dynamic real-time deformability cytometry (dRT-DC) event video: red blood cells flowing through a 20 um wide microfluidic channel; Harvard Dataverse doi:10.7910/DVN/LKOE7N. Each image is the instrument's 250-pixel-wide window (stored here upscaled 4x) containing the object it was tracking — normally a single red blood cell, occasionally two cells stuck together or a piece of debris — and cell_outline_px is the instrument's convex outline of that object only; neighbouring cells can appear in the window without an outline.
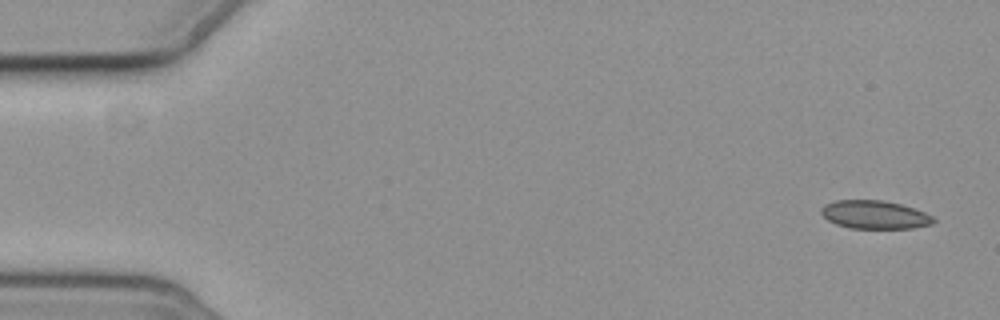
{"species": "common noctule bat (a hibernating species)", "species_latin": "Nyctalus noctula", "temperature_condition": "cold", "stored_images_in_passage": 6, "segment_of_instrument_passage": [1, 2], "camera_frame_rate_fps": 3000, "um_per_image_px": 0.085, "animal": {"sex": "female", "body_mass_g": 19.3, "forearm_length_mm": 54.1}, "frame": {"image": 1, "passage_image": 1, "time_ms": 0.0, "image_size_px": [1000, 320], "cell_outline_px": [[936, 220], [932, 224], [912, 228], [852, 228], [836, 224], [828, 220], [820, 212], [820, 208], [824, 204], [836, 200], [880, 200], [900, 204], [924, 212], [932, 216]], "centroid_in_image_um": [74.32, 18.24], "position_along_channel_um": 10.7, "area_um2": 18.38}}
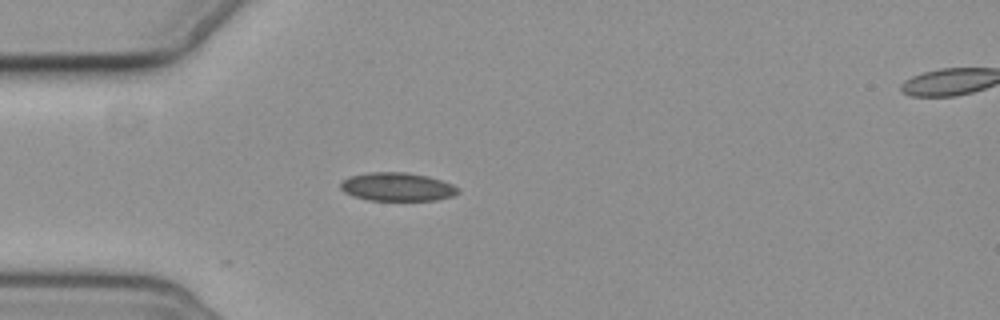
{"frame": {"image": 2, "passage_image": 5, "time_ms": 4.667, "image_size_px": [1000, 320], "cell_outline_px": [[460, 192], [452, 196], [436, 200], [368, 200], [352, 196], [344, 192], [340, 188], [340, 184], [348, 176], [368, 172], [408, 172], [428, 176], [452, 184], [460, 188]], "centroid_in_image_um": [33.76, 15.87], "position_along_channel_um": 51.2, "area_um2": 19.59}}